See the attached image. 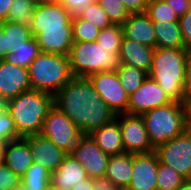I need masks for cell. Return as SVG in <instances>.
Instances as JSON below:
<instances>
[{
    "instance_id": "6da1fadb",
    "label": "cell",
    "mask_w": 191,
    "mask_h": 190,
    "mask_svg": "<svg viewBox=\"0 0 191 190\" xmlns=\"http://www.w3.org/2000/svg\"><path fill=\"white\" fill-rule=\"evenodd\" d=\"M54 105L65 113L83 135L116 119V114L88 78L73 77L55 96Z\"/></svg>"
},
{
    "instance_id": "7a4b0ae2",
    "label": "cell",
    "mask_w": 191,
    "mask_h": 190,
    "mask_svg": "<svg viewBox=\"0 0 191 190\" xmlns=\"http://www.w3.org/2000/svg\"><path fill=\"white\" fill-rule=\"evenodd\" d=\"M188 54L185 48H155L148 76L172 101L183 103L186 100L184 83Z\"/></svg>"
},
{
    "instance_id": "3957f363",
    "label": "cell",
    "mask_w": 191,
    "mask_h": 190,
    "mask_svg": "<svg viewBox=\"0 0 191 190\" xmlns=\"http://www.w3.org/2000/svg\"><path fill=\"white\" fill-rule=\"evenodd\" d=\"M54 106V95L30 89L11 98L9 113L19 137L40 134L44 119Z\"/></svg>"
},
{
    "instance_id": "277c9868",
    "label": "cell",
    "mask_w": 191,
    "mask_h": 190,
    "mask_svg": "<svg viewBox=\"0 0 191 190\" xmlns=\"http://www.w3.org/2000/svg\"><path fill=\"white\" fill-rule=\"evenodd\" d=\"M32 89L56 95L74 76L66 55L41 52L28 67Z\"/></svg>"
},
{
    "instance_id": "5b68a950",
    "label": "cell",
    "mask_w": 191,
    "mask_h": 190,
    "mask_svg": "<svg viewBox=\"0 0 191 190\" xmlns=\"http://www.w3.org/2000/svg\"><path fill=\"white\" fill-rule=\"evenodd\" d=\"M68 58L73 76L80 78H88L101 71H113L121 65L119 54L104 50L96 41H73Z\"/></svg>"
},
{
    "instance_id": "8992f818",
    "label": "cell",
    "mask_w": 191,
    "mask_h": 190,
    "mask_svg": "<svg viewBox=\"0 0 191 190\" xmlns=\"http://www.w3.org/2000/svg\"><path fill=\"white\" fill-rule=\"evenodd\" d=\"M152 146L159 145L175 138L186 130L185 110L183 103L173 101L141 115Z\"/></svg>"
},
{
    "instance_id": "52a82bcc",
    "label": "cell",
    "mask_w": 191,
    "mask_h": 190,
    "mask_svg": "<svg viewBox=\"0 0 191 190\" xmlns=\"http://www.w3.org/2000/svg\"><path fill=\"white\" fill-rule=\"evenodd\" d=\"M40 134L67 153L76 146L83 135L73 121L55 105L44 119Z\"/></svg>"
},
{
    "instance_id": "ba28073f",
    "label": "cell",
    "mask_w": 191,
    "mask_h": 190,
    "mask_svg": "<svg viewBox=\"0 0 191 190\" xmlns=\"http://www.w3.org/2000/svg\"><path fill=\"white\" fill-rule=\"evenodd\" d=\"M162 164L191 180V133L184 131L155 149Z\"/></svg>"
},
{
    "instance_id": "9c48e42d",
    "label": "cell",
    "mask_w": 191,
    "mask_h": 190,
    "mask_svg": "<svg viewBox=\"0 0 191 190\" xmlns=\"http://www.w3.org/2000/svg\"><path fill=\"white\" fill-rule=\"evenodd\" d=\"M100 98L117 115L126 113L129 105V94L121 86L115 70L101 71L88 77Z\"/></svg>"
},
{
    "instance_id": "30bf717a",
    "label": "cell",
    "mask_w": 191,
    "mask_h": 190,
    "mask_svg": "<svg viewBox=\"0 0 191 190\" xmlns=\"http://www.w3.org/2000/svg\"><path fill=\"white\" fill-rule=\"evenodd\" d=\"M122 134L124 152L129 154L150 153L155 150L149 140L141 115L121 113L116 115Z\"/></svg>"
},
{
    "instance_id": "8fae6325",
    "label": "cell",
    "mask_w": 191,
    "mask_h": 190,
    "mask_svg": "<svg viewBox=\"0 0 191 190\" xmlns=\"http://www.w3.org/2000/svg\"><path fill=\"white\" fill-rule=\"evenodd\" d=\"M69 154L82 164L89 179L105 176L110 155L104 153L90 135H82Z\"/></svg>"
},
{
    "instance_id": "7c38bea8",
    "label": "cell",
    "mask_w": 191,
    "mask_h": 190,
    "mask_svg": "<svg viewBox=\"0 0 191 190\" xmlns=\"http://www.w3.org/2000/svg\"><path fill=\"white\" fill-rule=\"evenodd\" d=\"M171 102L173 101L158 83L147 76L142 85L129 95V105L126 113L142 115L147 111Z\"/></svg>"
},
{
    "instance_id": "4fadbf2b",
    "label": "cell",
    "mask_w": 191,
    "mask_h": 190,
    "mask_svg": "<svg viewBox=\"0 0 191 190\" xmlns=\"http://www.w3.org/2000/svg\"><path fill=\"white\" fill-rule=\"evenodd\" d=\"M159 157L156 151L133 154V173L125 190H157Z\"/></svg>"
},
{
    "instance_id": "5bb4252c",
    "label": "cell",
    "mask_w": 191,
    "mask_h": 190,
    "mask_svg": "<svg viewBox=\"0 0 191 190\" xmlns=\"http://www.w3.org/2000/svg\"><path fill=\"white\" fill-rule=\"evenodd\" d=\"M73 15L62 4H37L34 12L32 36L36 37L43 29H64L72 26Z\"/></svg>"
},
{
    "instance_id": "9a60e30c",
    "label": "cell",
    "mask_w": 191,
    "mask_h": 190,
    "mask_svg": "<svg viewBox=\"0 0 191 190\" xmlns=\"http://www.w3.org/2000/svg\"><path fill=\"white\" fill-rule=\"evenodd\" d=\"M29 149L35 163L51 174L59 168L68 153L41 134L29 136Z\"/></svg>"
},
{
    "instance_id": "2e32d148",
    "label": "cell",
    "mask_w": 191,
    "mask_h": 190,
    "mask_svg": "<svg viewBox=\"0 0 191 190\" xmlns=\"http://www.w3.org/2000/svg\"><path fill=\"white\" fill-rule=\"evenodd\" d=\"M32 89L28 68L0 60V94L11 99Z\"/></svg>"
},
{
    "instance_id": "e0dca14e",
    "label": "cell",
    "mask_w": 191,
    "mask_h": 190,
    "mask_svg": "<svg viewBox=\"0 0 191 190\" xmlns=\"http://www.w3.org/2000/svg\"><path fill=\"white\" fill-rule=\"evenodd\" d=\"M121 26L125 38L148 47L156 48L153 22L146 12L131 13Z\"/></svg>"
},
{
    "instance_id": "ac0fdd59",
    "label": "cell",
    "mask_w": 191,
    "mask_h": 190,
    "mask_svg": "<svg viewBox=\"0 0 191 190\" xmlns=\"http://www.w3.org/2000/svg\"><path fill=\"white\" fill-rule=\"evenodd\" d=\"M33 162L29 149V136L5 143L4 163L20 178Z\"/></svg>"
},
{
    "instance_id": "d6986e66",
    "label": "cell",
    "mask_w": 191,
    "mask_h": 190,
    "mask_svg": "<svg viewBox=\"0 0 191 190\" xmlns=\"http://www.w3.org/2000/svg\"><path fill=\"white\" fill-rule=\"evenodd\" d=\"M155 48L148 47L123 36L120 46V62L149 74Z\"/></svg>"
},
{
    "instance_id": "ffe728a7",
    "label": "cell",
    "mask_w": 191,
    "mask_h": 190,
    "mask_svg": "<svg viewBox=\"0 0 191 190\" xmlns=\"http://www.w3.org/2000/svg\"><path fill=\"white\" fill-rule=\"evenodd\" d=\"M35 38L41 52L68 56L73 44L72 26H64V29H43Z\"/></svg>"
},
{
    "instance_id": "44dd1931",
    "label": "cell",
    "mask_w": 191,
    "mask_h": 190,
    "mask_svg": "<svg viewBox=\"0 0 191 190\" xmlns=\"http://www.w3.org/2000/svg\"><path fill=\"white\" fill-rule=\"evenodd\" d=\"M88 179L82 164L69 153L59 168L51 173V184L68 190Z\"/></svg>"
},
{
    "instance_id": "7402d4cb",
    "label": "cell",
    "mask_w": 191,
    "mask_h": 190,
    "mask_svg": "<svg viewBox=\"0 0 191 190\" xmlns=\"http://www.w3.org/2000/svg\"><path fill=\"white\" fill-rule=\"evenodd\" d=\"M89 135L96 145L110 156L124 152L122 134L117 119L94 130Z\"/></svg>"
},
{
    "instance_id": "603a6c76",
    "label": "cell",
    "mask_w": 191,
    "mask_h": 190,
    "mask_svg": "<svg viewBox=\"0 0 191 190\" xmlns=\"http://www.w3.org/2000/svg\"><path fill=\"white\" fill-rule=\"evenodd\" d=\"M133 154L123 152L110 156L105 177L117 187L125 190L132 178Z\"/></svg>"
},
{
    "instance_id": "cb8c5ba5",
    "label": "cell",
    "mask_w": 191,
    "mask_h": 190,
    "mask_svg": "<svg viewBox=\"0 0 191 190\" xmlns=\"http://www.w3.org/2000/svg\"><path fill=\"white\" fill-rule=\"evenodd\" d=\"M158 48H185L179 22H153Z\"/></svg>"
},
{
    "instance_id": "d4e9b609",
    "label": "cell",
    "mask_w": 191,
    "mask_h": 190,
    "mask_svg": "<svg viewBox=\"0 0 191 190\" xmlns=\"http://www.w3.org/2000/svg\"><path fill=\"white\" fill-rule=\"evenodd\" d=\"M37 0H12L7 21L22 24L32 32Z\"/></svg>"
},
{
    "instance_id": "484cf974",
    "label": "cell",
    "mask_w": 191,
    "mask_h": 190,
    "mask_svg": "<svg viewBox=\"0 0 191 190\" xmlns=\"http://www.w3.org/2000/svg\"><path fill=\"white\" fill-rule=\"evenodd\" d=\"M1 31L4 34L5 50L9 53L12 48L25 45L33 36L32 32L25 28L22 24L3 21L0 22Z\"/></svg>"
},
{
    "instance_id": "4316f807",
    "label": "cell",
    "mask_w": 191,
    "mask_h": 190,
    "mask_svg": "<svg viewBox=\"0 0 191 190\" xmlns=\"http://www.w3.org/2000/svg\"><path fill=\"white\" fill-rule=\"evenodd\" d=\"M51 185V174L35 162L21 177L20 187L23 190H46Z\"/></svg>"
},
{
    "instance_id": "83f0119b",
    "label": "cell",
    "mask_w": 191,
    "mask_h": 190,
    "mask_svg": "<svg viewBox=\"0 0 191 190\" xmlns=\"http://www.w3.org/2000/svg\"><path fill=\"white\" fill-rule=\"evenodd\" d=\"M40 53L41 50L37 39L32 37L29 41L25 42V45L15 49L12 48L10 52L6 54L4 60L16 66L28 68Z\"/></svg>"
},
{
    "instance_id": "f1b7e54d",
    "label": "cell",
    "mask_w": 191,
    "mask_h": 190,
    "mask_svg": "<svg viewBox=\"0 0 191 190\" xmlns=\"http://www.w3.org/2000/svg\"><path fill=\"white\" fill-rule=\"evenodd\" d=\"M115 71L119 76L121 86L129 95L135 92L148 76L143 70L126 64H121Z\"/></svg>"
},
{
    "instance_id": "f546056e",
    "label": "cell",
    "mask_w": 191,
    "mask_h": 190,
    "mask_svg": "<svg viewBox=\"0 0 191 190\" xmlns=\"http://www.w3.org/2000/svg\"><path fill=\"white\" fill-rule=\"evenodd\" d=\"M123 39V29L120 24H113L112 26L100 30L96 42L104 48V50L119 54L120 46Z\"/></svg>"
},
{
    "instance_id": "4dcf8cb0",
    "label": "cell",
    "mask_w": 191,
    "mask_h": 190,
    "mask_svg": "<svg viewBox=\"0 0 191 190\" xmlns=\"http://www.w3.org/2000/svg\"><path fill=\"white\" fill-rule=\"evenodd\" d=\"M186 179L170 166L162 164L159 160V168L157 172V190H176Z\"/></svg>"
},
{
    "instance_id": "1f68e13d",
    "label": "cell",
    "mask_w": 191,
    "mask_h": 190,
    "mask_svg": "<svg viewBox=\"0 0 191 190\" xmlns=\"http://www.w3.org/2000/svg\"><path fill=\"white\" fill-rule=\"evenodd\" d=\"M100 29L89 21L72 17V39L79 42H92L98 38Z\"/></svg>"
},
{
    "instance_id": "d6a6232c",
    "label": "cell",
    "mask_w": 191,
    "mask_h": 190,
    "mask_svg": "<svg viewBox=\"0 0 191 190\" xmlns=\"http://www.w3.org/2000/svg\"><path fill=\"white\" fill-rule=\"evenodd\" d=\"M146 13L152 22H179V16L165 1H148Z\"/></svg>"
},
{
    "instance_id": "836d02e7",
    "label": "cell",
    "mask_w": 191,
    "mask_h": 190,
    "mask_svg": "<svg viewBox=\"0 0 191 190\" xmlns=\"http://www.w3.org/2000/svg\"><path fill=\"white\" fill-rule=\"evenodd\" d=\"M77 16L80 19L89 21L94 24L100 30L108 28L113 25L111 20L109 19L107 13L103 10V8L97 3V1L88 5L82 11H80Z\"/></svg>"
},
{
    "instance_id": "e575fe53",
    "label": "cell",
    "mask_w": 191,
    "mask_h": 190,
    "mask_svg": "<svg viewBox=\"0 0 191 190\" xmlns=\"http://www.w3.org/2000/svg\"><path fill=\"white\" fill-rule=\"evenodd\" d=\"M107 13L113 24L122 25L130 16L129 11L120 0H96Z\"/></svg>"
},
{
    "instance_id": "d590c367",
    "label": "cell",
    "mask_w": 191,
    "mask_h": 190,
    "mask_svg": "<svg viewBox=\"0 0 191 190\" xmlns=\"http://www.w3.org/2000/svg\"><path fill=\"white\" fill-rule=\"evenodd\" d=\"M20 138L8 111L0 113V142L7 143Z\"/></svg>"
},
{
    "instance_id": "8d00e7d4",
    "label": "cell",
    "mask_w": 191,
    "mask_h": 190,
    "mask_svg": "<svg viewBox=\"0 0 191 190\" xmlns=\"http://www.w3.org/2000/svg\"><path fill=\"white\" fill-rule=\"evenodd\" d=\"M21 178L3 163L0 165V190H16L20 187Z\"/></svg>"
},
{
    "instance_id": "74e56055",
    "label": "cell",
    "mask_w": 191,
    "mask_h": 190,
    "mask_svg": "<svg viewBox=\"0 0 191 190\" xmlns=\"http://www.w3.org/2000/svg\"><path fill=\"white\" fill-rule=\"evenodd\" d=\"M179 24L185 49L191 51V9L179 17Z\"/></svg>"
},
{
    "instance_id": "f35d334b",
    "label": "cell",
    "mask_w": 191,
    "mask_h": 190,
    "mask_svg": "<svg viewBox=\"0 0 191 190\" xmlns=\"http://www.w3.org/2000/svg\"><path fill=\"white\" fill-rule=\"evenodd\" d=\"M96 0H62V5L73 15H77L80 11L92 4Z\"/></svg>"
},
{
    "instance_id": "ab89813d",
    "label": "cell",
    "mask_w": 191,
    "mask_h": 190,
    "mask_svg": "<svg viewBox=\"0 0 191 190\" xmlns=\"http://www.w3.org/2000/svg\"><path fill=\"white\" fill-rule=\"evenodd\" d=\"M129 11V13L146 12L148 0H120Z\"/></svg>"
},
{
    "instance_id": "60d3db41",
    "label": "cell",
    "mask_w": 191,
    "mask_h": 190,
    "mask_svg": "<svg viewBox=\"0 0 191 190\" xmlns=\"http://www.w3.org/2000/svg\"><path fill=\"white\" fill-rule=\"evenodd\" d=\"M166 2L179 17L191 9V0H166Z\"/></svg>"
},
{
    "instance_id": "b9f144b4",
    "label": "cell",
    "mask_w": 191,
    "mask_h": 190,
    "mask_svg": "<svg viewBox=\"0 0 191 190\" xmlns=\"http://www.w3.org/2000/svg\"><path fill=\"white\" fill-rule=\"evenodd\" d=\"M93 190H123L120 187H117L109 179L104 177L93 178L92 179Z\"/></svg>"
},
{
    "instance_id": "7bdbcfd3",
    "label": "cell",
    "mask_w": 191,
    "mask_h": 190,
    "mask_svg": "<svg viewBox=\"0 0 191 190\" xmlns=\"http://www.w3.org/2000/svg\"><path fill=\"white\" fill-rule=\"evenodd\" d=\"M186 99H191V51H189L185 70L184 83Z\"/></svg>"
},
{
    "instance_id": "ee69618b",
    "label": "cell",
    "mask_w": 191,
    "mask_h": 190,
    "mask_svg": "<svg viewBox=\"0 0 191 190\" xmlns=\"http://www.w3.org/2000/svg\"><path fill=\"white\" fill-rule=\"evenodd\" d=\"M184 110H185V126L186 131L191 133V99H186L183 102Z\"/></svg>"
},
{
    "instance_id": "f6af8a7d",
    "label": "cell",
    "mask_w": 191,
    "mask_h": 190,
    "mask_svg": "<svg viewBox=\"0 0 191 190\" xmlns=\"http://www.w3.org/2000/svg\"><path fill=\"white\" fill-rule=\"evenodd\" d=\"M12 0H0V22L7 21Z\"/></svg>"
},
{
    "instance_id": "bcb514c9",
    "label": "cell",
    "mask_w": 191,
    "mask_h": 190,
    "mask_svg": "<svg viewBox=\"0 0 191 190\" xmlns=\"http://www.w3.org/2000/svg\"><path fill=\"white\" fill-rule=\"evenodd\" d=\"M70 190H93L92 179L76 184V186L72 187Z\"/></svg>"
},
{
    "instance_id": "7dc6e473",
    "label": "cell",
    "mask_w": 191,
    "mask_h": 190,
    "mask_svg": "<svg viewBox=\"0 0 191 190\" xmlns=\"http://www.w3.org/2000/svg\"><path fill=\"white\" fill-rule=\"evenodd\" d=\"M10 99L0 94V113L9 111Z\"/></svg>"
},
{
    "instance_id": "c3c4849f",
    "label": "cell",
    "mask_w": 191,
    "mask_h": 190,
    "mask_svg": "<svg viewBox=\"0 0 191 190\" xmlns=\"http://www.w3.org/2000/svg\"><path fill=\"white\" fill-rule=\"evenodd\" d=\"M4 47H5L4 34L2 33L0 27V60H3L7 54Z\"/></svg>"
},
{
    "instance_id": "681fc988",
    "label": "cell",
    "mask_w": 191,
    "mask_h": 190,
    "mask_svg": "<svg viewBox=\"0 0 191 190\" xmlns=\"http://www.w3.org/2000/svg\"><path fill=\"white\" fill-rule=\"evenodd\" d=\"M39 4H62V0H37Z\"/></svg>"
},
{
    "instance_id": "f907efd6",
    "label": "cell",
    "mask_w": 191,
    "mask_h": 190,
    "mask_svg": "<svg viewBox=\"0 0 191 190\" xmlns=\"http://www.w3.org/2000/svg\"><path fill=\"white\" fill-rule=\"evenodd\" d=\"M176 190H191V180H186L179 188Z\"/></svg>"
},
{
    "instance_id": "816d5d0a",
    "label": "cell",
    "mask_w": 191,
    "mask_h": 190,
    "mask_svg": "<svg viewBox=\"0 0 191 190\" xmlns=\"http://www.w3.org/2000/svg\"><path fill=\"white\" fill-rule=\"evenodd\" d=\"M4 150H5V143L0 142V165L4 163Z\"/></svg>"
},
{
    "instance_id": "f5cc1de1",
    "label": "cell",
    "mask_w": 191,
    "mask_h": 190,
    "mask_svg": "<svg viewBox=\"0 0 191 190\" xmlns=\"http://www.w3.org/2000/svg\"><path fill=\"white\" fill-rule=\"evenodd\" d=\"M46 190H68V189L60 188L51 184Z\"/></svg>"
},
{
    "instance_id": "db71d44e",
    "label": "cell",
    "mask_w": 191,
    "mask_h": 190,
    "mask_svg": "<svg viewBox=\"0 0 191 190\" xmlns=\"http://www.w3.org/2000/svg\"><path fill=\"white\" fill-rule=\"evenodd\" d=\"M148 1H165V0H148Z\"/></svg>"
}]
</instances>
